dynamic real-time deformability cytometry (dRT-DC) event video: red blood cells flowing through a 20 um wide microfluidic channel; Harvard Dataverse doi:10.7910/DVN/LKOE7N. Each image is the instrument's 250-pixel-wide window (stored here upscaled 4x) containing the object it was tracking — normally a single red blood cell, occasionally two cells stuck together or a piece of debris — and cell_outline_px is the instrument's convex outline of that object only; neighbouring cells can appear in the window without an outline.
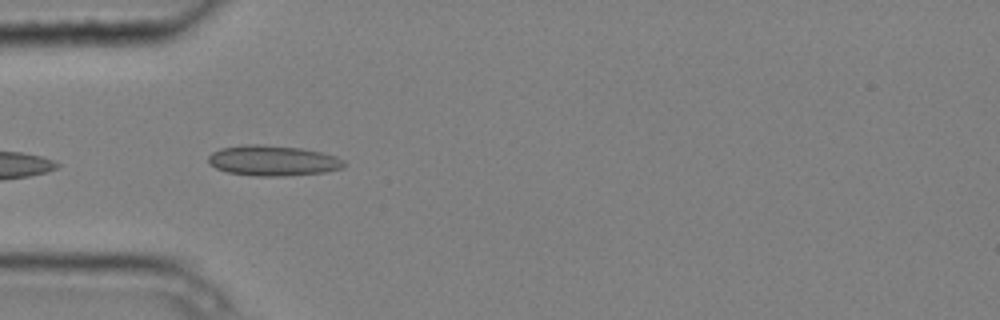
{"species": "common noctule bat (a hibernating species)", "species_latin": "Nyctalus noctula", "temperature_condition": "cold", "stored_images_in_passage": 6, "camera_frame_rate_fps": 3000, "um_per_image_px": 0.085, "animal": {"sex": "male", "body_mass_g": 20.4}, "frame": {"image": 1, "passage_image": 5, "time_ms": 1.333, "image_size_px": [1000, 320], "cell_outline_px": [[344, 168], [324, 172], [284, 176], [256, 176], [228, 172], [216, 168], [208, 164], [208, 156], [212, 152], [220, 148], [248, 144], [260, 144], [304, 148], [336, 156], [344, 160]], "centroid_in_image_um": [23.19, 13.65], "position_along_channel_um": 61.8, "area_um2": 24.16}}
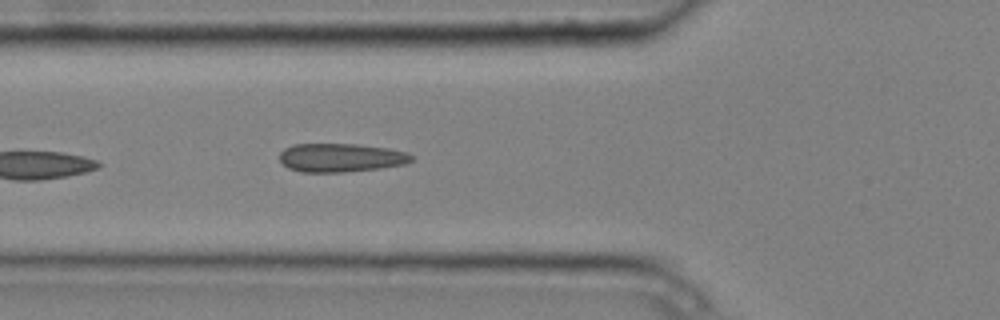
{"frame": {"image": 2, "passage_image": 6, "time_ms": 1.667, "image_size_px": [1000, 320], "cell_outline_px": [[416, 156], [412, 160], [404, 164], [380, 168], [344, 172], [300, 172], [288, 168], [280, 160], [280, 152], [284, 148], [292, 144], [356, 144], [388, 148], [408, 152]], "centroid_in_image_um": [28.98, 13.4], "position_along_channel_um": 96.8, "area_um2": 22.14}}